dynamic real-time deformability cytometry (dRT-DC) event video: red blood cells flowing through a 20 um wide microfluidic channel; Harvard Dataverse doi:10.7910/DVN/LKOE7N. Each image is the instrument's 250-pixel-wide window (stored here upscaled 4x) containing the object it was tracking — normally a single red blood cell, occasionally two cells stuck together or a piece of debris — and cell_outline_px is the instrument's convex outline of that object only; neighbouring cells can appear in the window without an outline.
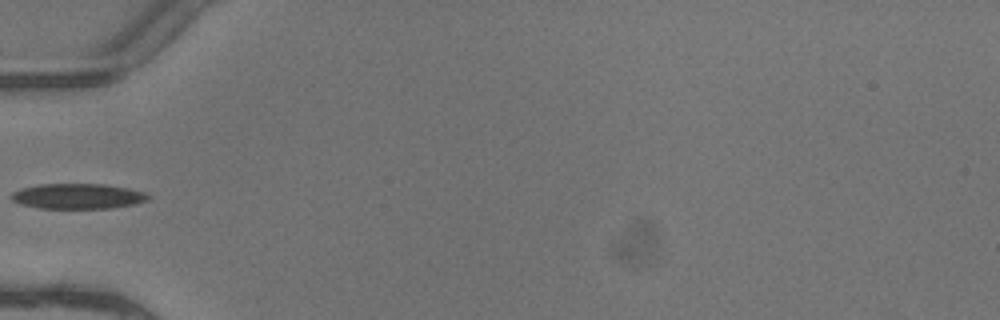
{"species": "common noctule bat (a hibernating species)", "species_latin": "Nyctalus noctula", "temperature_condition": "warm", "stored_images_in_passage": 5, "camera_frame_rate_fps": 3000, "um_per_image_px": 0.085, "animal": {"sex": "female"}, "frame": {"image": 1, "passage_image": 5, "time_ms": 1.333, "image_size_px": [1000, 320], "cell_outline_px": [[148, 200], [136, 204], [108, 208], [40, 208], [20, 204], [12, 200], [12, 192], [24, 188], [40, 184], [104, 184], [128, 188], [144, 192], [148, 196]], "centroid_in_image_um": [6.62, 16.68], "position_along_channel_um": 78.4, "area_um2": 19.94}}